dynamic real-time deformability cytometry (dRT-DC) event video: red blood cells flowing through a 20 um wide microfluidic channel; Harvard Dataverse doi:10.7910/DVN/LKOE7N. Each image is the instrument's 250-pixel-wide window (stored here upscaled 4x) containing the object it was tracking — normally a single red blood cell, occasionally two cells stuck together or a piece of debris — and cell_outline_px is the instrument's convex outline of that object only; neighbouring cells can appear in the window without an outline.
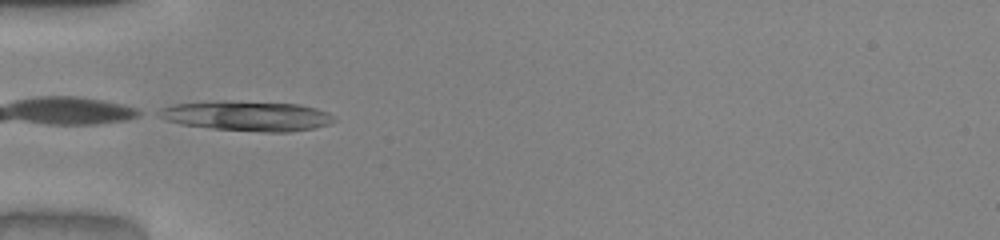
{"species": "common noctule bat (a hibernating species)", "species_latin": "Nyctalus noctula", "temperature_condition": "warm", "stored_images_in_passage": 32, "camera_frame_rate_fps": 3000, "um_per_image_px": 0.085, "animal": {"sex": "male", "body_mass_g": 20.0, "forearm_length_mm": 53.3}, "frame": {"image": 1, "passage_image": 1, "time_ms": 0.0, "image_size_px": [1000, 240], "cell_outline_px": [[336, 120], [328, 124], [312, 128], [288, 132], [264, 132], [212, 128], [180, 124], [164, 120], [156, 116], [152, 112], [160, 108], [176, 104], [224, 100], [300, 104], [316, 108], [328, 112]], "centroid_in_image_um": [20.92, 9.84], "position_along_channel_um": 64.1, "area_um2": 30.75}, "authors_computed_cell_mechanics": {"area_um2": 25.1141, "velocity_mm_per_s": 4.0027, "shape_relaxation_time_tau1_ms": 2.8457, "shape_relaxation_time_tau2_ms": null, "deformation_change_tau1": 0.338, "deformation_change_tau2": null}}